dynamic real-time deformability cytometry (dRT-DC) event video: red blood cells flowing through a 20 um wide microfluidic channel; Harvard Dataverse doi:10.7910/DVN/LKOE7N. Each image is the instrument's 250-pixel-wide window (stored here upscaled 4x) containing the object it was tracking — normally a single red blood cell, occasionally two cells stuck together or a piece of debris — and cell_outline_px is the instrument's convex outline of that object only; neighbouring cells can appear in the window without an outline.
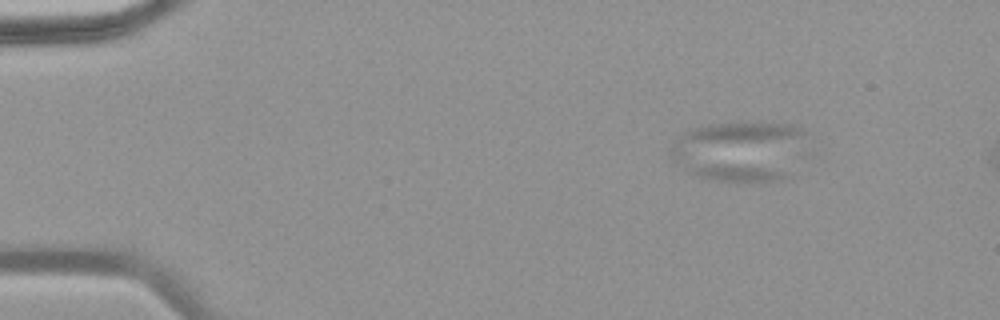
{"species": "common noctule bat (a hibernating species)", "species_latin": "Nyctalus noctula", "temperature_condition": "warm", "stored_images_in_passage": 6, "camera_frame_rate_fps": 3000, "um_per_image_px": 0.085, "animal": {"sex": "female", "body_mass_g": 18.4}, "frame": {"image": 1, "passage_image": 3, "time_ms": 0.667, "image_size_px": [1000, 320], "cell_outline_px": [[804, 132], [788, 176], [784, 180], [720, 180], [700, 176], [692, 172], [672, 160], [672, 148], [692, 128], [712, 124], [792, 124], [804, 128]], "centroid_in_image_um": [62.87, 12.84], "position_along_channel_um": 22.1, "area_um2": 45.2}}